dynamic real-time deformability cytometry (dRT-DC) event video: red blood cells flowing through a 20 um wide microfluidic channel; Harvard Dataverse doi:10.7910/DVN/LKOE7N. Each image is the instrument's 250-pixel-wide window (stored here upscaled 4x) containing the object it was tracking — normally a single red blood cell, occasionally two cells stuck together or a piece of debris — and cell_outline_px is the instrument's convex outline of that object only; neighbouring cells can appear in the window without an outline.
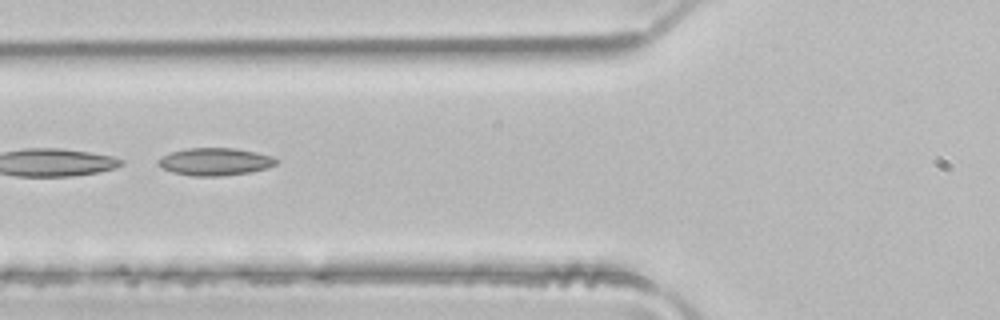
{"species": "common noctule bat (a hibernating species)", "species_latin": "Nyctalus noctula", "temperature_condition": "room temperature", "stored_images_in_passage": 3, "camera_frame_rate_fps": 3000, "um_per_image_px": 0.085, "animal": {"sex": "male", "body_mass_g": 21.5, "forearm_length_mm": 52.0}, "frame": {"image": 1, "passage_image": 3, "time_ms": 0.667, "image_size_px": [1000, 320], "cell_outline_px": [[280, 160], [276, 164], [268, 168], [248, 172], [224, 176], [192, 176], [172, 172], [156, 164], [156, 160], [160, 156], [172, 152], [188, 148], [232, 148], [256, 152], [272, 156]], "centroid_in_image_um": [18.27, 13.74], "position_along_channel_um": 107.5, "area_um2": 19.02}}